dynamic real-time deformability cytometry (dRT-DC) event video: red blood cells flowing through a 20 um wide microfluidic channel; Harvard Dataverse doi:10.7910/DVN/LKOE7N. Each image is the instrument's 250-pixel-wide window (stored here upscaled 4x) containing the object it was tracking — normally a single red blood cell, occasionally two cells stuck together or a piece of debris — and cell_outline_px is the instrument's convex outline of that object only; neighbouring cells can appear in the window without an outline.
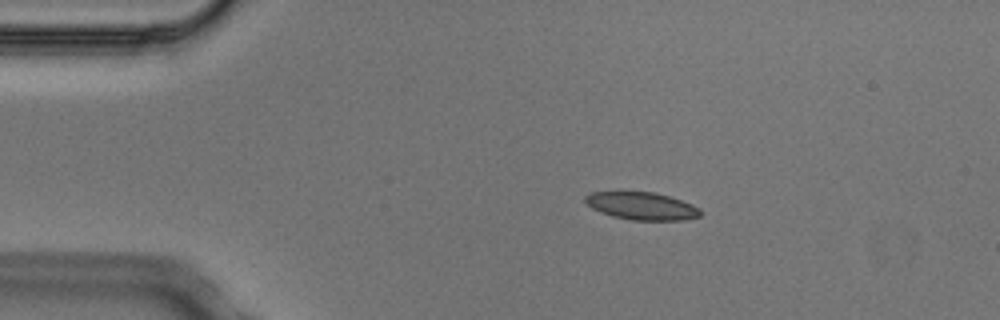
{"species": "Egyptian fruit bat (a non-hibernating species)", "species_latin": "Rousettus aegyptiacus", "temperature_condition": "cold", "stored_images_in_passage": 6, "camera_frame_rate_fps": 3000, "um_per_image_px": 0.085, "animal": {"sex": "male"}, "frame": {"image": 1, "passage_image": 1, "time_ms": 0.0, "image_size_px": [1000, 320], "cell_outline_px": [[700, 216], [684, 220], [632, 220], [612, 216], [600, 212], [592, 208], [584, 200], [584, 196], [588, 192], [620, 188], [656, 192], [692, 204], [700, 208]], "centroid_in_image_um": [54.44, 17.44], "position_along_channel_um": 30.6, "area_um2": 19.48}}
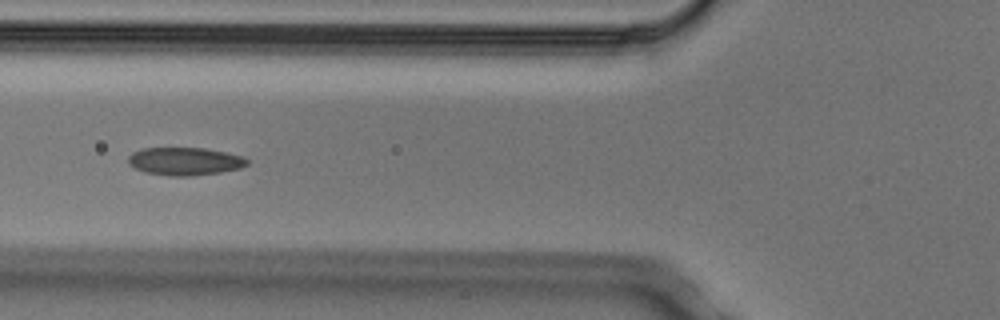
{"frame": {"image": 2, "passage_image": 4, "time_ms": 1.0, "image_size_px": [1000, 320], "cell_outline_px": [[248, 164], [240, 168], [220, 172], [192, 176], [172, 176], [144, 172], [128, 164], [128, 156], [132, 152], [144, 148], [204, 148], [244, 156], [248, 160]], "centroid_in_image_um": [15.7, 13.71], "position_along_channel_um": 110.1, "area_um2": 19.31}}
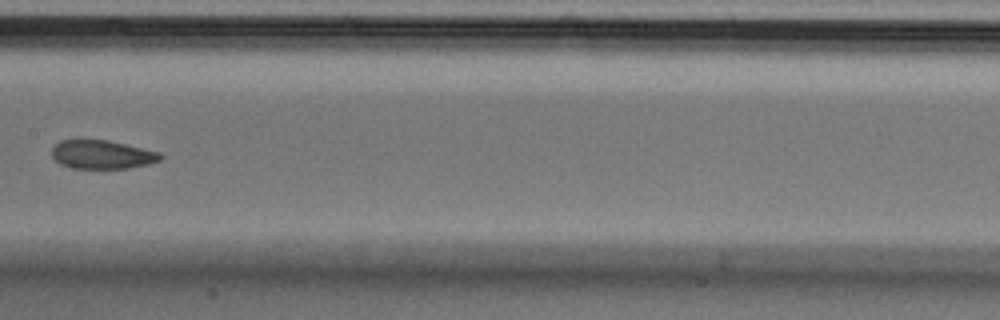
{"frame": {"image": 3, "passage_image": 6, "time_ms": 1.667, "image_size_px": [1000, 320], "cell_outline_px": [[164, 156], [160, 160], [148, 164], [128, 168], [72, 168], [60, 164], [52, 156], [52, 148], [60, 140], [108, 140], [160, 152]], "centroid_in_image_um": [8.68, 13.13], "position_along_channel_um": 198.7, "area_um2": 18.03}}